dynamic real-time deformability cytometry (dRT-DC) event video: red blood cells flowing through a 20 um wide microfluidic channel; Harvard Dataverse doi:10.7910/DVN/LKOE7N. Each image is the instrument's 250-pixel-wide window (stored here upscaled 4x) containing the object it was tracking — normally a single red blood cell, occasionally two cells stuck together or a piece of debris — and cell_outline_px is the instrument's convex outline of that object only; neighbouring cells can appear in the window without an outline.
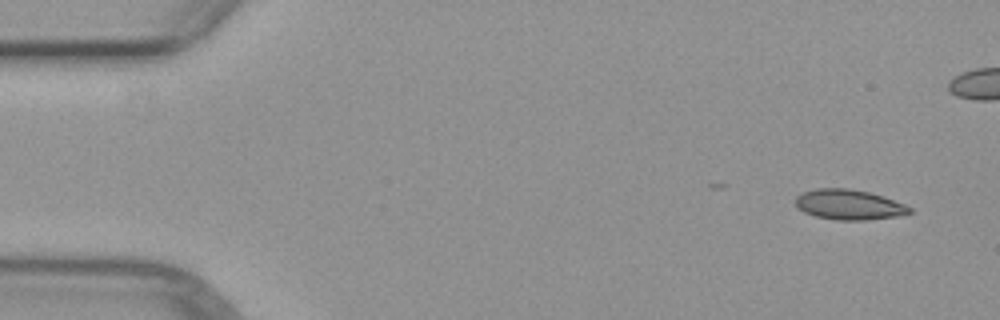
{"species": "common noctule bat (a hibernating species)", "species_latin": "Nyctalus noctula", "temperature_condition": "warm", "stored_images_in_passage": 6, "camera_frame_rate_fps": 3000, "um_per_image_px": 0.085, "animal": {"sex": "female", "body_mass_g": 29.2, "forearm_length_mm": 56.3}, "frame": {"image": 1, "passage_image": 1, "time_ms": 0.0, "image_size_px": [1000, 320], "cell_outline_px": [[912, 212], [896, 216], [864, 220], [836, 220], [816, 216], [804, 212], [796, 208], [796, 196], [804, 192], [816, 188], [848, 188], [868, 192], [904, 204], [912, 208]], "centroid_in_image_um": [72.12, 17.39], "position_along_channel_um": 12.9, "area_um2": 19.83}}
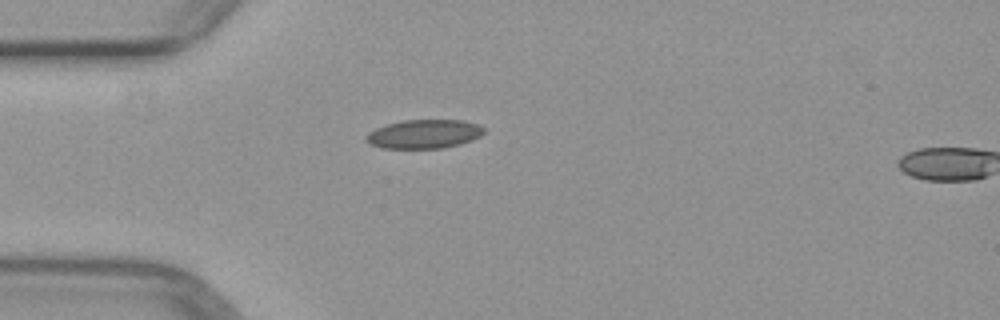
{"frame": {"image": 2, "passage_image": 5, "time_ms": 5.667, "image_size_px": [1000, 320], "cell_outline_px": [[484, 132], [480, 136], [472, 140], [460, 144], [444, 148], [380, 148], [364, 140], [364, 136], [368, 132], [376, 128], [388, 124], [404, 120], [464, 120], [476, 124], [484, 128]], "centroid_in_image_um": [36.03, 11.39], "position_along_channel_um": 49.0, "area_um2": 19.83}}